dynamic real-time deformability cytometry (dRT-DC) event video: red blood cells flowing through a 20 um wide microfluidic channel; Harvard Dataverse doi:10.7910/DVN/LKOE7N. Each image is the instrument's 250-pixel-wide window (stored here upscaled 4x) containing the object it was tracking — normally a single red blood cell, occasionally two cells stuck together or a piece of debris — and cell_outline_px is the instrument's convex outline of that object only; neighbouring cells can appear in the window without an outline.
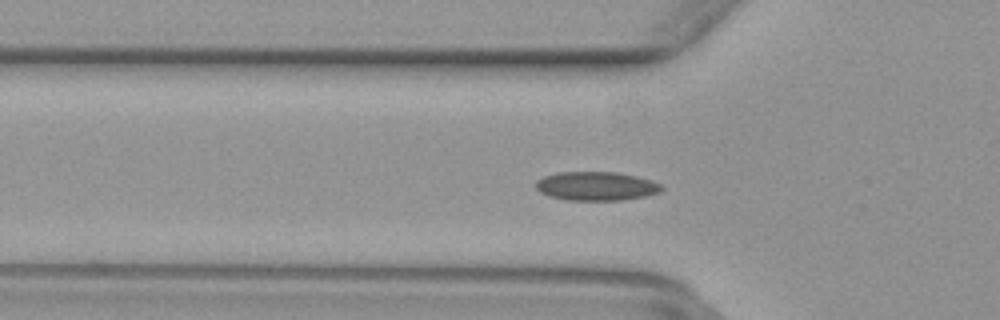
{"species": "common noctule bat (a hibernating species)", "species_latin": "Nyctalus noctula", "temperature_condition": "warm", "stored_images_in_passage": 40, "camera_frame_rate_fps": 3000, "um_per_image_px": 0.085, "animal": {"sex": "female", "body_mass_g": 29.2, "forearm_length_mm": 56.3}, "frame": {"image": 1, "passage_image": 5, "time_ms": 1.333, "image_size_px": [1000, 320], "cell_outline_px": [[664, 188], [660, 192], [644, 196], [620, 200], [568, 200], [548, 196], [540, 192], [536, 188], [536, 180], [544, 176], [560, 172], [616, 172], [636, 176], [652, 180], [660, 184]], "centroid_in_image_um": [50.67, 15.82], "position_along_channel_um": 75.1, "area_um2": 21.1}}
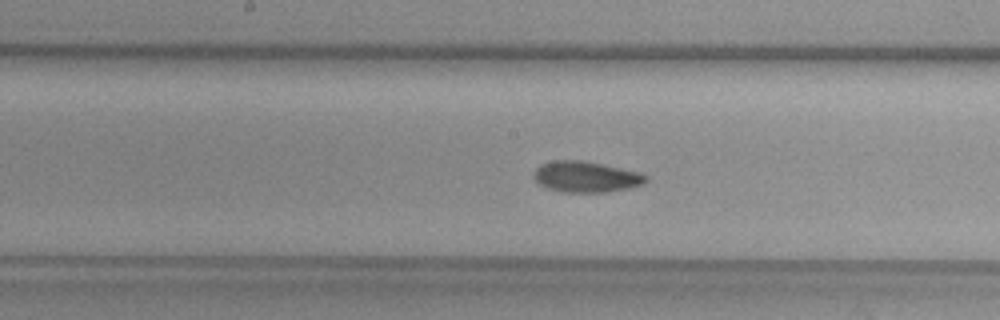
{"frame": {"image": 2, "passage_image": 14, "time_ms": 4.333, "image_size_px": [1000, 320], "cell_outline_px": [[648, 180], [644, 184], [628, 188], [604, 192], [564, 192], [548, 188], [540, 184], [532, 176], [532, 172], [540, 164], [552, 160], [584, 160], [640, 172], [648, 176]], "centroid_in_image_um": [49.8, 15.01], "position_along_channel_um": 198.4, "area_um2": 20.35}}
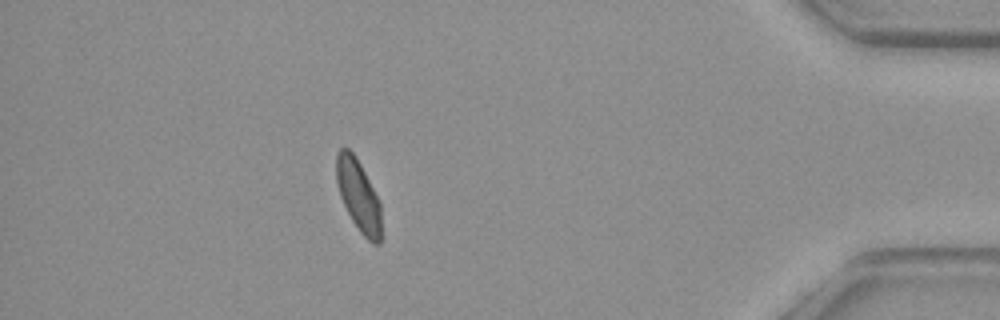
{"frame": {"image": 3, "passage_image": 33, "time_ms": 10.667, "image_size_px": [1000, 320], "cell_outline_px": [[380, 244], [372, 244], [360, 232], [352, 220], [340, 196], [336, 180], [336, 152], [340, 148], [348, 148], [352, 152], [360, 164], [380, 200]], "centroid_in_image_um": [30.46, 16.6], "position_along_channel_um": 404.7, "area_um2": 18.61}}